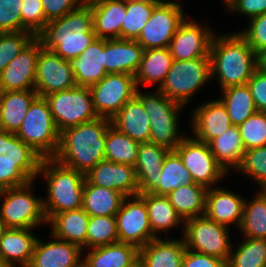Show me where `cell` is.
I'll return each mask as SVG.
<instances>
[{
  "mask_svg": "<svg viewBox=\"0 0 266 267\" xmlns=\"http://www.w3.org/2000/svg\"><path fill=\"white\" fill-rule=\"evenodd\" d=\"M111 119L98 117L60 132L59 148L53 157L60 164L87 174L104 160L105 133Z\"/></svg>",
  "mask_w": 266,
  "mask_h": 267,
  "instance_id": "6da1fadb",
  "label": "cell"
},
{
  "mask_svg": "<svg viewBox=\"0 0 266 267\" xmlns=\"http://www.w3.org/2000/svg\"><path fill=\"white\" fill-rule=\"evenodd\" d=\"M211 78L221 89L245 85L258 68L257 54L239 33L213 36L210 46Z\"/></svg>",
  "mask_w": 266,
  "mask_h": 267,
  "instance_id": "7a4b0ae2",
  "label": "cell"
},
{
  "mask_svg": "<svg viewBox=\"0 0 266 267\" xmlns=\"http://www.w3.org/2000/svg\"><path fill=\"white\" fill-rule=\"evenodd\" d=\"M37 38L43 48L64 60L77 58L97 39L91 6L81 4L63 17L49 21Z\"/></svg>",
  "mask_w": 266,
  "mask_h": 267,
  "instance_id": "3957f363",
  "label": "cell"
},
{
  "mask_svg": "<svg viewBox=\"0 0 266 267\" xmlns=\"http://www.w3.org/2000/svg\"><path fill=\"white\" fill-rule=\"evenodd\" d=\"M47 179L43 208L47 221L55 214L82 207L85 175L60 164L54 158H42L38 175Z\"/></svg>",
  "mask_w": 266,
  "mask_h": 267,
  "instance_id": "277c9868",
  "label": "cell"
},
{
  "mask_svg": "<svg viewBox=\"0 0 266 267\" xmlns=\"http://www.w3.org/2000/svg\"><path fill=\"white\" fill-rule=\"evenodd\" d=\"M41 160L16 134L0 129V191L35 180Z\"/></svg>",
  "mask_w": 266,
  "mask_h": 267,
  "instance_id": "5b68a950",
  "label": "cell"
},
{
  "mask_svg": "<svg viewBox=\"0 0 266 267\" xmlns=\"http://www.w3.org/2000/svg\"><path fill=\"white\" fill-rule=\"evenodd\" d=\"M16 135L42 158H53L59 148L60 132L45 97L31 103Z\"/></svg>",
  "mask_w": 266,
  "mask_h": 267,
  "instance_id": "8992f818",
  "label": "cell"
},
{
  "mask_svg": "<svg viewBox=\"0 0 266 267\" xmlns=\"http://www.w3.org/2000/svg\"><path fill=\"white\" fill-rule=\"evenodd\" d=\"M209 79H211L210 56L173 60L166 79L158 90L184 106Z\"/></svg>",
  "mask_w": 266,
  "mask_h": 267,
  "instance_id": "52a82bcc",
  "label": "cell"
},
{
  "mask_svg": "<svg viewBox=\"0 0 266 267\" xmlns=\"http://www.w3.org/2000/svg\"><path fill=\"white\" fill-rule=\"evenodd\" d=\"M33 181L26 185L0 191V218L8 228L34 229L42 223L47 224L42 198L31 193Z\"/></svg>",
  "mask_w": 266,
  "mask_h": 267,
  "instance_id": "ba28073f",
  "label": "cell"
},
{
  "mask_svg": "<svg viewBox=\"0 0 266 267\" xmlns=\"http://www.w3.org/2000/svg\"><path fill=\"white\" fill-rule=\"evenodd\" d=\"M45 99L59 132L98 118L89 87L76 86L47 95Z\"/></svg>",
  "mask_w": 266,
  "mask_h": 267,
  "instance_id": "9c48e42d",
  "label": "cell"
},
{
  "mask_svg": "<svg viewBox=\"0 0 266 267\" xmlns=\"http://www.w3.org/2000/svg\"><path fill=\"white\" fill-rule=\"evenodd\" d=\"M183 226L186 249L228 261L233 248L229 241V227L205 215L187 219Z\"/></svg>",
  "mask_w": 266,
  "mask_h": 267,
  "instance_id": "30bf717a",
  "label": "cell"
},
{
  "mask_svg": "<svg viewBox=\"0 0 266 267\" xmlns=\"http://www.w3.org/2000/svg\"><path fill=\"white\" fill-rule=\"evenodd\" d=\"M183 11L181 4L170 0L157 4L136 41L144 50L169 48L174 34L186 20Z\"/></svg>",
  "mask_w": 266,
  "mask_h": 267,
  "instance_id": "8fae6325",
  "label": "cell"
},
{
  "mask_svg": "<svg viewBox=\"0 0 266 267\" xmlns=\"http://www.w3.org/2000/svg\"><path fill=\"white\" fill-rule=\"evenodd\" d=\"M175 151L190 171L193 182L207 189L227 174L226 170L215 160L209 145L196 138L185 137L176 146Z\"/></svg>",
  "mask_w": 266,
  "mask_h": 267,
  "instance_id": "7c38bea8",
  "label": "cell"
},
{
  "mask_svg": "<svg viewBox=\"0 0 266 267\" xmlns=\"http://www.w3.org/2000/svg\"><path fill=\"white\" fill-rule=\"evenodd\" d=\"M133 75L108 73L97 84L90 87L93 106L98 117L111 119L136 93Z\"/></svg>",
  "mask_w": 266,
  "mask_h": 267,
  "instance_id": "4fadbf2b",
  "label": "cell"
},
{
  "mask_svg": "<svg viewBox=\"0 0 266 267\" xmlns=\"http://www.w3.org/2000/svg\"><path fill=\"white\" fill-rule=\"evenodd\" d=\"M115 217L119 242L140 249L157 238L151 231L146 203L139 195L125 197Z\"/></svg>",
  "mask_w": 266,
  "mask_h": 267,
  "instance_id": "5bb4252c",
  "label": "cell"
},
{
  "mask_svg": "<svg viewBox=\"0 0 266 267\" xmlns=\"http://www.w3.org/2000/svg\"><path fill=\"white\" fill-rule=\"evenodd\" d=\"M76 86L70 62L53 51L42 48L39 51L35 71V91L38 96L45 97Z\"/></svg>",
  "mask_w": 266,
  "mask_h": 267,
  "instance_id": "9a60e30c",
  "label": "cell"
},
{
  "mask_svg": "<svg viewBox=\"0 0 266 267\" xmlns=\"http://www.w3.org/2000/svg\"><path fill=\"white\" fill-rule=\"evenodd\" d=\"M41 41L36 37L1 72L0 92L35 90V71Z\"/></svg>",
  "mask_w": 266,
  "mask_h": 267,
  "instance_id": "2e32d148",
  "label": "cell"
},
{
  "mask_svg": "<svg viewBox=\"0 0 266 267\" xmlns=\"http://www.w3.org/2000/svg\"><path fill=\"white\" fill-rule=\"evenodd\" d=\"M207 25L187 21L174 34L169 50L173 60H191L210 56V46L214 32Z\"/></svg>",
  "mask_w": 266,
  "mask_h": 267,
  "instance_id": "e0dca14e",
  "label": "cell"
},
{
  "mask_svg": "<svg viewBox=\"0 0 266 267\" xmlns=\"http://www.w3.org/2000/svg\"><path fill=\"white\" fill-rule=\"evenodd\" d=\"M85 179L90 184L116 190L125 197L139 194L136 169L132 165L104 159L85 174Z\"/></svg>",
  "mask_w": 266,
  "mask_h": 267,
  "instance_id": "ac0fdd59",
  "label": "cell"
},
{
  "mask_svg": "<svg viewBox=\"0 0 266 267\" xmlns=\"http://www.w3.org/2000/svg\"><path fill=\"white\" fill-rule=\"evenodd\" d=\"M191 118L194 137L207 144L232 126L227 110L219 99L196 107Z\"/></svg>",
  "mask_w": 266,
  "mask_h": 267,
  "instance_id": "d6986e66",
  "label": "cell"
},
{
  "mask_svg": "<svg viewBox=\"0 0 266 267\" xmlns=\"http://www.w3.org/2000/svg\"><path fill=\"white\" fill-rule=\"evenodd\" d=\"M51 236L55 241L37 239L28 267H76L82 261V248Z\"/></svg>",
  "mask_w": 266,
  "mask_h": 267,
  "instance_id": "ffe728a7",
  "label": "cell"
},
{
  "mask_svg": "<svg viewBox=\"0 0 266 267\" xmlns=\"http://www.w3.org/2000/svg\"><path fill=\"white\" fill-rule=\"evenodd\" d=\"M245 198L223 188H209L206 193L205 216L227 227L235 223L240 227Z\"/></svg>",
  "mask_w": 266,
  "mask_h": 267,
  "instance_id": "44dd1931",
  "label": "cell"
},
{
  "mask_svg": "<svg viewBox=\"0 0 266 267\" xmlns=\"http://www.w3.org/2000/svg\"><path fill=\"white\" fill-rule=\"evenodd\" d=\"M143 47L136 40L104 39L107 73L135 75L142 59Z\"/></svg>",
  "mask_w": 266,
  "mask_h": 267,
  "instance_id": "7402d4cb",
  "label": "cell"
},
{
  "mask_svg": "<svg viewBox=\"0 0 266 267\" xmlns=\"http://www.w3.org/2000/svg\"><path fill=\"white\" fill-rule=\"evenodd\" d=\"M91 6L93 30L97 38L122 39V24L126 17V1L94 0Z\"/></svg>",
  "mask_w": 266,
  "mask_h": 267,
  "instance_id": "603a6c76",
  "label": "cell"
},
{
  "mask_svg": "<svg viewBox=\"0 0 266 267\" xmlns=\"http://www.w3.org/2000/svg\"><path fill=\"white\" fill-rule=\"evenodd\" d=\"M33 229L8 228L0 240V264L7 267H28L37 237L31 232Z\"/></svg>",
  "mask_w": 266,
  "mask_h": 267,
  "instance_id": "cb8c5ba5",
  "label": "cell"
},
{
  "mask_svg": "<svg viewBox=\"0 0 266 267\" xmlns=\"http://www.w3.org/2000/svg\"><path fill=\"white\" fill-rule=\"evenodd\" d=\"M77 86L91 87L108 73L105 70L104 39L97 38L77 58L70 61Z\"/></svg>",
  "mask_w": 266,
  "mask_h": 267,
  "instance_id": "d4e9b609",
  "label": "cell"
},
{
  "mask_svg": "<svg viewBox=\"0 0 266 267\" xmlns=\"http://www.w3.org/2000/svg\"><path fill=\"white\" fill-rule=\"evenodd\" d=\"M169 151L155 143H140L134 166L139 194L152 193L158 187L159 172L162 171L164 159Z\"/></svg>",
  "mask_w": 266,
  "mask_h": 267,
  "instance_id": "484cf974",
  "label": "cell"
},
{
  "mask_svg": "<svg viewBox=\"0 0 266 267\" xmlns=\"http://www.w3.org/2000/svg\"><path fill=\"white\" fill-rule=\"evenodd\" d=\"M111 125L139 143L150 142V119L136 96L111 118Z\"/></svg>",
  "mask_w": 266,
  "mask_h": 267,
  "instance_id": "4316f807",
  "label": "cell"
},
{
  "mask_svg": "<svg viewBox=\"0 0 266 267\" xmlns=\"http://www.w3.org/2000/svg\"><path fill=\"white\" fill-rule=\"evenodd\" d=\"M186 251L184 239H152L139 249L138 259L143 267H182Z\"/></svg>",
  "mask_w": 266,
  "mask_h": 267,
  "instance_id": "83f0119b",
  "label": "cell"
},
{
  "mask_svg": "<svg viewBox=\"0 0 266 267\" xmlns=\"http://www.w3.org/2000/svg\"><path fill=\"white\" fill-rule=\"evenodd\" d=\"M37 96L35 90L0 92V129L16 134Z\"/></svg>",
  "mask_w": 266,
  "mask_h": 267,
  "instance_id": "f1b7e54d",
  "label": "cell"
},
{
  "mask_svg": "<svg viewBox=\"0 0 266 267\" xmlns=\"http://www.w3.org/2000/svg\"><path fill=\"white\" fill-rule=\"evenodd\" d=\"M89 214L81 207L55 214L48 223L52 227L51 234L61 240L86 248L87 226Z\"/></svg>",
  "mask_w": 266,
  "mask_h": 267,
  "instance_id": "f546056e",
  "label": "cell"
},
{
  "mask_svg": "<svg viewBox=\"0 0 266 267\" xmlns=\"http://www.w3.org/2000/svg\"><path fill=\"white\" fill-rule=\"evenodd\" d=\"M173 62L169 48L147 49L143 51L139 67L134 75L137 88L143 84L157 83L160 88Z\"/></svg>",
  "mask_w": 266,
  "mask_h": 267,
  "instance_id": "4dcf8cb0",
  "label": "cell"
},
{
  "mask_svg": "<svg viewBox=\"0 0 266 267\" xmlns=\"http://www.w3.org/2000/svg\"><path fill=\"white\" fill-rule=\"evenodd\" d=\"M138 255L135 245L117 242L91 248L83 261L89 267H130L138 260Z\"/></svg>",
  "mask_w": 266,
  "mask_h": 267,
  "instance_id": "1f68e13d",
  "label": "cell"
},
{
  "mask_svg": "<svg viewBox=\"0 0 266 267\" xmlns=\"http://www.w3.org/2000/svg\"><path fill=\"white\" fill-rule=\"evenodd\" d=\"M124 198L116 190L90 184L85 179L82 208L89 216H115Z\"/></svg>",
  "mask_w": 266,
  "mask_h": 267,
  "instance_id": "d6a6232c",
  "label": "cell"
},
{
  "mask_svg": "<svg viewBox=\"0 0 266 267\" xmlns=\"http://www.w3.org/2000/svg\"><path fill=\"white\" fill-rule=\"evenodd\" d=\"M215 160L228 172L241 165L245 149L238 126L232 125L208 143ZM230 168V169H229Z\"/></svg>",
  "mask_w": 266,
  "mask_h": 267,
  "instance_id": "836d02e7",
  "label": "cell"
},
{
  "mask_svg": "<svg viewBox=\"0 0 266 267\" xmlns=\"http://www.w3.org/2000/svg\"><path fill=\"white\" fill-rule=\"evenodd\" d=\"M207 190L206 187L193 183L177 187L167 197L176 213L185 221L205 214Z\"/></svg>",
  "mask_w": 266,
  "mask_h": 267,
  "instance_id": "e575fe53",
  "label": "cell"
},
{
  "mask_svg": "<svg viewBox=\"0 0 266 267\" xmlns=\"http://www.w3.org/2000/svg\"><path fill=\"white\" fill-rule=\"evenodd\" d=\"M146 203L152 233L158 238V232L167 231L184 224L183 219L176 213L167 196L153 193L138 194Z\"/></svg>",
  "mask_w": 266,
  "mask_h": 267,
  "instance_id": "d590c367",
  "label": "cell"
},
{
  "mask_svg": "<svg viewBox=\"0 0 266 267\" xmlns=\"http://www.w3.org/2000/svg\"><path fill=\"white\" fill-rule=\"evenodd\" d=\"M190 171L186 168L179 154L170 150L163 162L158 176V187L152 192L155 195L167 196L177 187L193 184Z\"/></svg>",
  "mask_w": 266,
  "mask_h": 267,
  "instance_id": "8d00e7d4",
  "label": "cell"
},
{
  "mask_svg": "<svg viewBox=\"0 0 266 267\" xmlns=\"http://www.w3.org/2000/svg\"><path fill=\"white\" fill-rule=\"evenodd\" d=\"M219 99L225 106L232 125L238 126L257 112L249 86H231L221 90Z\"/></svg>",
  "mask_w": 266,
  "mask_h": 267,
  "instance_id": "74e56055",
  "label": "cell"
},
{
  "mask_svg": "<svg viewBox=\"0 0 266 267\" xmlns=\"http://www.w3.org/2000/svg\"><path fill=\"white\" fill-rule=\"evenodd\" d=\"M140 143L110 125L105 133V160L135 166Z\"/></svg>",
  "mask_w": 266,
  "mask_h": 267,
  "instance_id": "f35d334b",
  "label": "cell"
},
{
  "mask_svg": "<svg viewBox=\"0 0 266 267\" xmlns=\"http://www.w3.org/2000/svg\"><path fill=\"white\" fill-rule=\"evenodd\" d=\"M135 96L140 100L147 112L150 122L179 120L178 114L183 106L169 99L158 89L153 94H145L140 92L138 88Z\"/></svg>",
  "mask_w": 266,
  "mask_h": 267,
  "instance_id": "ab89813d",
  "label": "cell"
},
{
  "mask_svg": "<svg viewBox=\"0 0 266 267\" xmlns=\"http://www.w3.org/2000/svg\"><path fill=\"white\" fill-rule=\"evenodd\" d=\"M244 238L266 239V199L258 192L252 201L245 199L239 227Z\"/></svg>",
  "mask_w": 266,
  "mask_h": 267,
  "instance_id": "60d3db41",
  "label": "cell"
},
{
  "mask_svg": "<svg viewBox=\"0 0 266 267\" xmlns=\"http://www.w3.org/2000/svg\"><path fill=\"white\" fill-rule=\"evenodd\" d=\"M233 252L226 267H266V239L246 238Z\"/></svg>",
  "mask_w": 266,
  "mask_h": 267,
  "instance_id": "b9f144b4",
  "label": "cell"
},
{
  "mask_svg": "<svg viewBox=\"0 0 266 267\" xmlns=\"http://www.w3.org/2000/svg\"><path fill=\"white\" fill-rule=\"evenodd\" d=\"M153 2L126 1V17L122 24V39L136 40L149 21Z\"/></svg>",
  "mask_w": 266,
  "mask_h": 267,
  "instance_id": "7bdbcfd3",
  "label": "cell"
},
{
  "mask_svg": "<svg viewBox=\"0 0 266 267\" xmlns=\"http://www.w3.org/2000/svg\"><path fill=\"white\" fill-rule=\"evenodd\" d=\"M117 242L119 241L115 216H90L87 226L86 247L95 248Z\"/></svg>",
  "mask_w": 266,
  "mask_h": 267,
  "instance_id": "ee69618b",
  "label": "cell"
},
{
  "mask_svg": "<svg viewBox=\"0 0 266 267\" xmlns=\"http://www.w3.org/2000/svg\"><path fill=\"white\" fill-rule=\"evenodd\" d=\"M238 128L245 151L266 145V112L257 111Z\"/></svg>",
  "mask_w": 266,
  "mask_h": 267,
  "instance_id": "f6af8a7d",
  "label": "cell"
},
{
  "mask_svg": "<svg viewBox=\"0 0 266 267\" xmlns=\"http://www.w3.org/2000/svg\"><path fill=\"white\" fill-rule=\"evenodd\" d=\"M35 38L28 31L0 33V74Z\"/></svg>",
  "mask_w": 266,
  "mask_h": 267,
  "instance_id": "bcb514c9",
  "label": "cell"
},
{
  "mask_svg": "<svg viewBox=\"0 0 266 267\" xmlns=\"http://www.w3.org/2000/svg\"><path fill=\"white\" fill-rule=\"evenodd\" d=\"M236 171L246 174L260 187L266 184V145L246 150Z\"/></svg>",
  "mask_w": 266,
  "mask_h": 267,
  "instance_id": "7dc6e473",
  "label": "cell"
},
{
  "mask_svg": "<svg viewBox=\"0 0 266 267\" xmlns=\"http://www.w3.org/2000/svg\"><path fill=\"white\" fill-rule=\"evenodd\" d=\"M41 0H23L21 31L31 32L37 37L47 25Z\"/></svg>",
  "mask_w": 266,
  "mask_h": 267,
  "instance_id": "c3c4849f",
  "label": "cell"
},
{
  "mask_svg": "<svg viewBox=\"0 0 266 267\" xmlns=\"http://www.w3.org/2000/svg\"><path fill=\"white\" fill-rule=\"evenodd\" d=\"M178 121L150 122V142L175 150L176 146L186 137L178 135Z\"/></svg>",
  "mask_w": 266,
  "mask_h": 267,
  "instance_id": "681fc988",
  "label": "cell"
},
{
  "mask_svg": "<svg viewBox=\"0 0 266 267\" xmlns=\"http://www.w3.org/2000/svg\"><path fill=\"white\" fill-rule=\"evenodd\" d=\"M23 0H0V33L21 31Z\"/></svg>",
  "mask_w": 266,
  "mask_h": 267,
  "instance_id": "f907efd6",
  "label": "cell"
},
{
  "mask_svg": "<svg viewBox=\"0 0 266 267\" xmlns=\"http://www.w3.org/2000/svg\"><path fill=\"white\" fill-rule=\"evenodd\" d=\"M246 30L239 32L258 55L266 50V13L250 19Z\"/></svg>",
  "mask_w": 266,
  "mask_h": 267,
  "instance_id": "816d5d0a",
  "label": "cell"
},
{
  "mask_svg": "<svg viewBox=\"0 0 266 267\" xmlns=\"http://www.w3.org/2000/svg\"><path fill=\"white\" fill-rule=\"evenodd\" d=\"M41 3L47 22L63 17L82 4L79 0H41Z\"/></svg>",
  "mask_w": 266,
  "mask_h": 267,
  "instance_id": "f5cc1de1",
  "label": "cell"
},
{
  "mask_svg": "<svg viewBox=\"0 0 266 267\" xmlns=\"http://www.w3.org/2000/svg\"><path fill=\"white\" fill-rule=\"evenodd\" d=\"M257 111L266 112V73L257 68L248 80Z\"/></svg>",
  "mask_w": 266,
  "mask_h": 267,
  "instance_id": "db71d44e",
  "label": "cell"
},
{
  "mask_svg": "<svg viewBox=\"0 0 266 267\" xmlns=\"http://www.w3.org/2000/svg\"><path fill=\"white\" fill-rule=\"evenodd\" d=\"M182 267H226V261L186 249Z\"/></svg>",
  "mask_w": 266,
  "mask_h": 267,
  "instance_id": "11a10c76",
  "label": "cell"
},
{
  "mask_svg": "<svg viewBox=\"0 0 266 267\" xmlns=\"http://www.w3.org/2000/svg\"><path fill=\"white\" fill-rule=\"evenodd\" d=\"M227 9L231 12L242 13L250 20L266 13V0H235Z\"/></svg>",
  "mask_w": 266,
  "mask_h": 267,
  "instance_id": "9f6ffc18",
  "label": "cell"
},
{
  "mask_svg": "<svg viewBox=\"0 0 266 267\" xmlns=\"http://www.w3.org/2000/svg\"><path fill=\"white\" fill-rule=\"evenodd\" d=\"M258 68L266 73V50L257 55Z\"/></svg>",
  "mask_w": 266,
  "mask_h": 267,
  "instance_id": "6f0895ef",
  "label": "cell"
},
{
  "mask_svg": "<svg viewBox=\"0 0 266 267\" xmlns=\"http://www.w3.org/2000/svg\"><path fill=\"white\" fill-rule=\"evenodd\" d=\"M8 227L5 225V222L0 218V240L4 233L7 231Z\"/></svg>",
  "mask_w": 266,
  "mask_h": 267,
  "instance_id": "680465c9",
  "label": "cell"
},
{
  "mask_svg": "<svg viewBox=\"0 0 266 267\" xmlns=\"http://www.w3.org/2000/svg\"><path fill=\"white\" fill-rule=\"evenodd\" d=\"M124 1H138V2H153L155 4H161V3H165L168 0L164 1V0H124Z\"/></svg>",
  "mask_w": 266,
  "mask_h": 267,
  "instance_id": "91938a15",
  "label": "cell"
},
{
  "mask_svg": "<svg viewBox=\"0 0 266 267\" xmlns=\"http://www.w3.org/2000/svg\"><path fill=\"white\" fill-rule=\"evenodd\" d=\"M260 188L261 190L259 192L266 199V184H263Z\"/></svg>",
  "mask_w": 266,
  "mask_h": 267,
  "instance_id": "94428289",
  "label": "cell"
},
{
  "mask_svg": "<svg viewBox=\"0 0 266 267\" xmlns=\"http://www.w3.org/2000/svg\"><path fill=\"white\" fill-rule=\"evenodd\" d=\"M130 267H143L142 263L138 259L135 263H133Z\"/></svg>",
  "mask_w": 266,
  "mask_h": 267,
  "instance_id": "6125c7cd",
  "label": "cell"
},
{
  "mask_svg": "<svg viewBox=\"0 0 266 267\" xmlns=\"http://www.w3.org/2000/svg\"><path fill=\"white\" fill-rule=\"evenodd\" d=\"M76 267H89L83 260Z\"/></svg>",
  "mask_w": 266,
  "mask_h": 267,
  "instance_id": "be15d7a7",
  "label": "cell"
},
{
  "mask_svg": "<svg viewBox=\"0 0 266 267\" xmlns=\"http://www.w3.org/2000/svg\"><path fill=\"white\" fill-rule=\"evenodd\" d=\"M224 1H225V5L228 8L235 0H224Z\"/></svg>",
  "mask_w": 266,
  "mask_h": 267,
  "instance_id": "e7e4bbea",
  "label": "cell"
},
{
  "mask_svg": "<svg viewBox=\"0 0 266 267\" xmlns=\"http://www.w3.org/2000/svg\"><path fill=\"white\" fill-rule=\"evenodd\" d=\"M82 4H88L90 2H93L94 0H79Z\"/></svg>",
  "mask_w": 266,
  "mask_h": 267,
  "instance_id": "03108f58",
  "label": "cell"
}]
</instances>
